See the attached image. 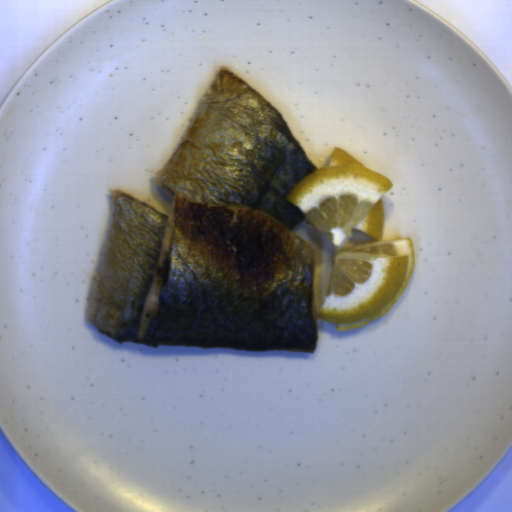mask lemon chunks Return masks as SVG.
<instances>
[{"mask_svg":"<svg viewBox=\"0 0 512 512\" xmlns=\"http://www.w3.org/2000/svg\"><path fill=\"white\" fill-rule=\"evenodd\" d=\"M391 179L335 147L326 167L310 172L288 194L332 247L325 298L316 315L350 330L385 316L414 271L409 237L383 239V197Z\"/></svg>","mask_w":512,"mask_h":512,"instance_id":"e0be4373","label":"lemon chunks"}]
</instances>
